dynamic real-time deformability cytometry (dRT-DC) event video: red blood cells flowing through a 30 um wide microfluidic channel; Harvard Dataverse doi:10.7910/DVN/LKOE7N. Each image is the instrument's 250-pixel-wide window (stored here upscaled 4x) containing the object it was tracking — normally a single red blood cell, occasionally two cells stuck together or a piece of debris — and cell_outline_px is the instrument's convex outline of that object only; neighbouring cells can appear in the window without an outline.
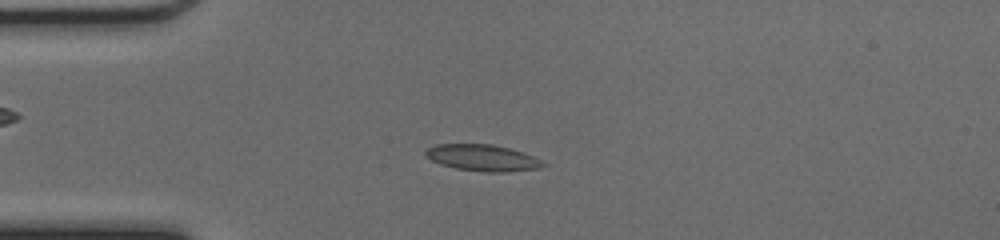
{"species": "common noctule bat (a hibernating species)", "species_latin": "Nyctalus noctula", "temperature_condition": "cold", "stored_images_in_passage": 48, "camera_frame_rate_fps": 3000, "um_per_image_px": 0.085, "animal": {"sex": "female", "body_mass_g": 17.0, "forearm_length_mm": 48.0}, "frame": {"image": 1, "passage_image": 12, "time_ms": 3.667, "image_size_px": [1000, 240], "cell_outline_px": [[548, 164], [540, 168], [504, 172], [484, 172], [456, 168], [440, 164], [432, 160], [424, 152], [424, 148], [436, 144], [492, 144], [524, 152]], "centroid_in_image_um": [41.01, 13.41], "position_along_channel_um": 44.0, "area_um2": 18.09}}
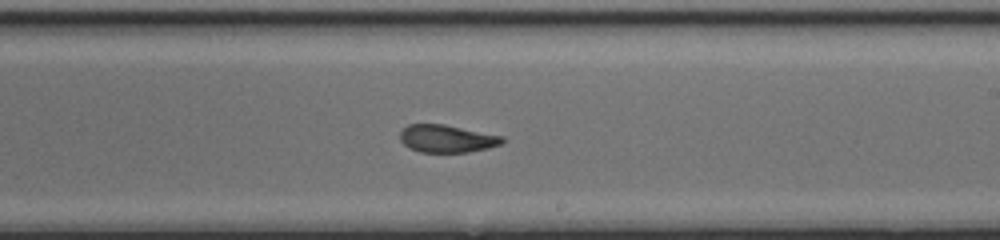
{"frame": {"image": 2, "passage_image": 28, "time_ms": 9.0, "image_size_px": [1000, 240], "cell_outline_px": [[504, 140], [500, 144], [488, 148], [468, 152], [420, 152], [408, 148], [400, 140], [400, 132], [408, 124], [444, 124], [504, 136]], "centroid_in_image_um": [37.97, 11.78], "position_along_channel_um": 251.0, "area_um2": 16.47}}
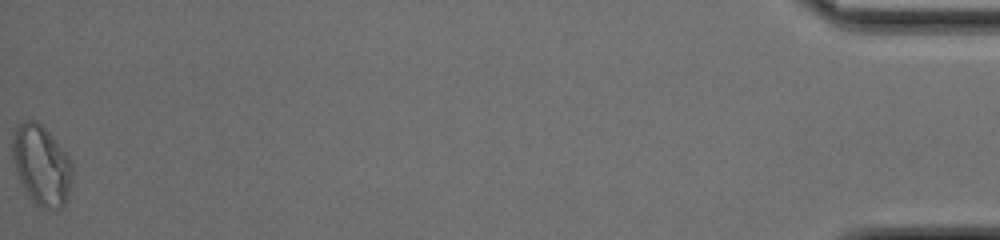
{"frame": {"image": 3, "passage_image": 48, "time_ms": 15.667, "image_size_px": [1000, 240], "cell_outline_px": [[72, 176], [68, 200], [60, 208], [40, 208], [28, 196], [20, 180], [12, 160], [12, 132], [24, 120], [36, 120], [52, 136], [68, 156], [72, 164]], "centroid_in_image_um": [3.52, 14.04], "position_along_channel_um": 431.7, "area_um2": 27.86}, "authors_computed_cell_mechanics": {"area_um2": 17.7157, "velocity_mm_per_s": 4.2713, "shape_relaxation_time_tau1_ms": 10.5949, "shape_relaxation_time_tau2_ms": 1.8054, "deformation_change_tau1": 0.2331, "deformation_change_tau2": 0.068}}